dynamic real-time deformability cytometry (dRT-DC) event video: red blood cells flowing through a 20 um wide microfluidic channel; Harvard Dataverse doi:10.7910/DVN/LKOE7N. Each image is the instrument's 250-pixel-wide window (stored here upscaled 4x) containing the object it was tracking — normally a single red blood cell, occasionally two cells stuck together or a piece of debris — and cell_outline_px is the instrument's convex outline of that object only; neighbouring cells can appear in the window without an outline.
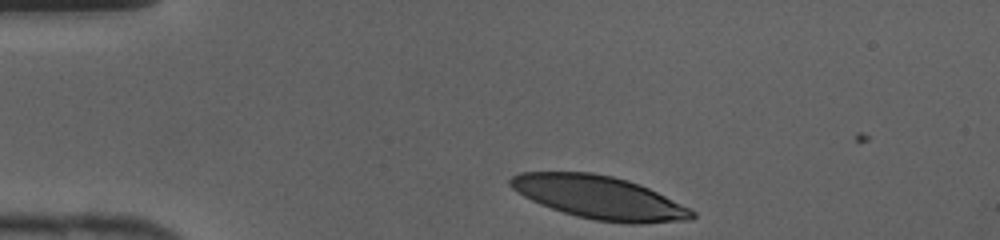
{"species": "human", "species_latin": "Homo sapiens", "temperature_condition": "cold", "stored_images_in_passage": 8, "camera_frame_rate_fps": 3000, "um_per_image_px": 0.085, "donor": {"sex": "female"}, "frame": {"image": 1, "passage_image": 1, "time_ms": 0.0, "image_size_px": [1000, 240], "cell_outline_px": [[696, 216], [692, 220], [640, 224], [628, 224], [596, 220], [576, 216], [540, 204], [524, 196], [512, 188], [508, 184], [508, 180], [512, 176], [520, 172], [592, 172], [612, 176], [628, 180], [640, 184], [696, 212]], "centroid_in_image_um": [50.94, 16.79], "position_along_channel_um": 34.1, "area_um2": 45.43}}
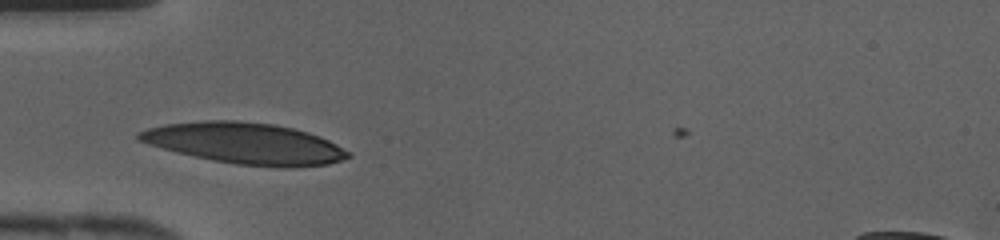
{"frame": {"image": 2, "passage_image": 6, "time_ms": 1.667, "image_size_px": [1000, 240], "cell_outline_px": [[352, 156], [328, 164], [292, 168], [280, 168], [236, 164], [212, 160], [176, 152], [148, 144], [136, 140], [136, 132], [148, 128], [164, 124], [204, 120], [236, 120], [272, 124], [292, 128], [308, 132], [328, 140], [352, 152]], "centroid_in_image_um": [20.81, 12.19], "position_along_channel_um": 64.2, "area_um2": 50.4}}